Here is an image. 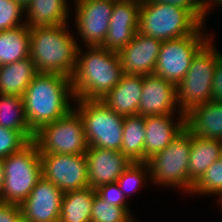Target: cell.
Instances as JSON below:
<instances>
[{
  "mask_svg": "<svg viewBox=\"0 0 222 222\" xmlns=\"http://www.w3.org/2000/svg\"><path fill=\"white\" fill-rule=\"evenodd\" d=\"M77 50L71 84L75 100H102L121 80L123 70L117 52L100 46Z\"/></svg>",
  "mask_w": 222,
  "mask_h": 222,
  "instance_id": "obj_1",
  "label": "cell"
},
{
  "mask_svg": "<svg viewBox=\"0 0 222 222\" xmlns=\"http://www.w3.org/2000/svg\"><path fill=\"white\" fill-rule=\"evenodd\" d=\"M22 97L27 121L34 133L74 108L70 103L75 100L71 79L65 75L39 73Z\"/></svg>",
  "mask_w": 222,
  "mask_h": 222,
  "instance_id": "obj_2",
  "label": "cell"
},
{
  "mask_svg": "<svg viewBox=\"0 0 222 222\" xmlns=\"http://www.w3.org/2000/svg\"><path fill=\"white\" fill-rule=\"evenodd\" d=\"M67 28L68 24L30 28L29 57L39 73L72 77L79 44Z\"/></svg>",
  "mask_w": 222,
  "mask_h": 222,
  "instance_id": "obj_3",
  "label": "cell"
},
{
  "mask_svg": "<svg viewBox=\"0 0 222 222\" xmlns=\"http://www.w3.org/2000/svg\"><path fill=\"white\" fill-rule=\"evenodd\" d=\"M191 146L192 134L184 128L166 148L147 160L151 182L190 194L194 187L188 179Z\"/></svg>",
  "mask_w": 222,
  "mask_h": 222,
  "instance_id": "obj_4",
  "label": "cell"
},
{
  "mask_svg": "<svg viewBox=\"0 0 222 222\" xmlns=\"http://www.w3.org/2000/svg\"><path fill=\"white\" fill-rule=\"evenodd\" d=\"M2 160L5 178L0 202L21 205L42 178L40 152L30 141Z\"/></svg>",
  "mask_w": 222,
  "mask_h": 222,
  "instance_id": "obj_5",
  "label": "cell"
},
{
  "mask_svg": "<svg viewBox=\"0 0 222 222\" xmlns=\"http://www.w3.org/2000/svg\"><path fill=\"white\" fill-rule=\"evenodd\" d=\"M211 39L193 57L185 77L176 85L180 111L185 115L192 108L212 100V82L218 62V50Z\"/></svg>",
  "mask_w": 222,
  "mask_h": 222,
  "instance_id": "obj_6",
  "label": "cell"
},
{
  "mask_svg": "<svg viewBox=\"0 0 222 222\" xmlns=\"http://www.w3.org/2000/svg\"><path fill=\"white\" fill-rule=\"evenodd\" d=\"M201 24L185 9L141 0L138 32L162 42L193 34Z\"/></svg>",
  "mask_w": 222,
  "mask_h": 222,
  "instance_id": "obj_7",
  "label": "cell"
},
{
  "mask_svg": "<svg viewBox=\"0 0 222 222\" xmlns=\"http://www.w3.org/2000/svg\"><path fill=\"white\" fill-rule=\"evenodd\" d=\"M74 101V109L83 121L88 146L120 151L124 117L112 111L102 100Z\"/></svg>",
  "mask_w": 222,
  "mask_h": 222,
  "instance_id": "obj_8",
  "label": "cell"
},
{
  "mask_svg": "<svg viewBox=\"0 0 222 222\" xmlns=\"http://www.w3.org/2000/svg\"><path fill=\"white\" fill-rule=\"evenodd\" d=\"M33 142L40 154H85L89 147L82 118L75 109L40 127Z\"/></svg>",
  "mask_w": 222,
  "mask_h": 222,
  "instance_id": "obj_9",
  "label": "cell"
},
{
  "mask_svg": "<svg viewBox=\"0 0 222 222\" xmlns=\"http://www.w3.org/2000/svg\"><path fill=\"white\" fill-rule=\"evenodd\" d=\"M203 29L201 25L193 34L162 42L153 74L177 85L188 72L193 57L211 39L203 35Z\"/></svg>",
  "mask_w": 222,
  "mask_h": 222,
  "instance_id": "obj_10",
  "label": "cell"
},
{
  "mask_svg": "<svg viewBox=\"0 0 222 222\" xmlns=\"http://www.w3.org/2000/svg\"><path fill=\"white\" fill-rule=\"evenodd\" d=\"M42 177L63 193L89 186L85 154H40Z\"/></svg>",
  "mask_w": 222,
  "mask_h": 222,
  "instance_id": "obj_11",
  "label": "cell"
},
{
  "mask_svg": "<svg viewBox=\"0 0 222 222\" xmlns=\"http://www.w3.org/2000/svg\"><path fill=\"white\" fill-rule=\"evenodd\" d=\"M115 0H74L75 25L84 47L101 46L106 38Z\"/></svg>",
  "mask_w": 222,
  "mask_h": 222,
  "instance_id": "obj_12",
  "label": "cell"
},
{
  "mask_svg": "<svg viewBox=\"0 0 222 222\" xmlns=\"http://www.w3.org/2000/svg\"><path fill=\"white\" fill-rule=\"evenodd\" d=\"M141 0H115L102 48L118 52L128 45L139 28Z\"/></svg>",
  "mask_w": 222,
  "mask_h": 222,
  "instance_id": "obj_13",
  "label": "cell"
},
{
  "mask_svg": "<svg viewBox=\"0 0 222 222\" xmlns=\"http://www.w3.org/2000/svg\"><path fill=\"white\" fill-rule=\"evenodd\" d=\"M63 192L43 177L20 205L21 215L30 222H59Z\"/></svg>",
  "mask_w": 222,
  "mask_h": 222,
  "instance_id": "obj_14",
  "label": "cell"
},
{
  "mask_svg": "<svg viewBox=\"0 0 222 222\" xmlns=\"http://www.w3.org/2000/svg\"><path fill=\"white\" fill-rule=\"evenodd\" d=\"M176 112L182 113L178 106L176 85L155 74L144 75L138 115L145 117Z\"/></svg>",
  "mask_w": 222,
  "mask_h": 222,
  "instance_id": "obj_15",
  "label": "cell"
},
{
  "mask_svg": "<svg viewBox=\"0 0 222 222\" xmlns=\"http://www.w3.org/2000/svg\"><path fill=\"white\" fill-rule=\"evenodd\" d=\"M162 41L137 32L132 41L117 52L123 74H153Z\"/></svg>",
  "mask_w": 222,
  "mask_h": 222,
  "instance_id": "obj_16",
  "label": "cell"
},
{
  "mask_svg": "<svg viewBox=\"0 0 222 222\" xmlns=\"http://www.w3.org/2000/svg\"><path fill=\"white\" fill-rule=\"evenodd\" d=\"M88 168L89 186L93 189L114 183L132 163L120 151L88 147L85 153Z\"/></svg>",
  "mask_w": 222,
  "mask_h": 222,
  "instance_id": "obj_17",
  "label": "cell"
},
{
  "mask_svg": "<svg viewBox=\"0 0 222 222\" xmlns=\"http://www.w3.org/2000/svg\"><path fill=\"white\" fill-rule=\"evenodd\" d=\"M184 128L183 113L145 116L144 162L166 148Z\"/></svg>",
  "mask_w": 222,
  "mask_h": 222,
  "instance_id": "obj_18",
  "label": "cell"
},
{
  "mask_svg": "<svg viewBox=\"0 0 222 222\" xmlns=\"http://www.w3.org/2000/svg\"><path fill=\"white\" fill-rule=\"evenodd\" d=\"M185 128L193 135L222 141V102L209 101L185 114Z\"/></svg>",
  "mask_w": 222,
  "mask_h": 222,
  "instance_id": "obj_19",
  "label": "cell"
},
{
  "mask_svg": "<svg viewBox=\"0 0 222 222\" xmlns=\"http://www.w3.org/2000/svg\"><path fill=\"white\" fill-rule=\"evenodd\" d=\"M144 75L123 74L118 84L102 101L119 115H138Z\"/></svg>",
  "mask_w": 222,
  "mask_h": 222,
  "instance_id": "obj_20",
  "label": "cell"
},
{
  "mask_svg": "<svg viewBox=\"0 0 222 222\" xmlns=\"http://www.w3.org/2000/svg\"><path fill=\"white\" fill-rule=\"evenodd\" d=\"M67 0H30L24 7L25 24L32 27L68 24Z\"/></svg>",
  "mask_w": 222,
  "mask_h": 222,
  "instance_id": "obj_21",
  "label": "cell"
},
{
  "mask_svg": "<svg viewBox=\"0 0 222 222\" xmlns=\"http://www.w3.org/2000/svg\"><path fill=\"white\" fill-rule=\"evenodd\" d=\"M39 74L33 60H24L0 66V93L22 97L26 88Z\"/></svg>",
  "mask_w": 222,
  "mask_h": 222,
  "instance_id": "obj_22",
  "label": "cell"
},
{
  "mask_svg": "<svg viewBox=\"0 0 222 222\" xmlns=\"http://www.w3.org/2000/svg\"><path fill=\"white\" fill-rule=\"evenodd\" d=\"M222 141L192 135L188 179L195 185L206 170L220 158Z\"/></svg>",
  "mask_w": 222,
  "mask_h": 222,
  "instance_id": "obj_23",
  "label": "cell"
},
{
  "mask_svg": "<svg viewBox=\"0 0 222 222\" xmlns=\"http://www.w3.org/2000/svg\"><path fill=\"white\" fill-rule=\"evenodd\" d=\"M30 55V27L26 24L0 31V66L18 62Z\"/></svg>",
  "mask_w": 222,
  "mask_h": 222,
  "instance_id": "obj_24",
  "label": "cell"
},
{
  "mask_svg": "<svg viewBox=\"0 0 222 222\" xmlns=\"http://www.w3.org/2000/svg\"><path fill=\"white\" fill-rule=\"evenodd\" d=\"M95 195L90 186L63 193L59 222H91Z\"/></svg>",
  "mask_w": 222,
  "mask_h": 222,
  "instance_id": "obj_25",
  "label": "cell"
},
{
  "mask_svg": "<svg viewBox=\"0 0 222 222\" xmlns=\"http://www.w3.org/2000/svg\"><path fill=\"white\" fill-rule=\"evenodd\" d=\"M145 117L125 116L120 152L131 162H144Z\"/></svg>",
  "mask_w": 222,
  "mask_h": 222,
  "instance_id": "obj_26",
  "label": "cell"
},
{
  "mask_svg": "<svg viewBox=\"0 0 222 222\" xmlns=\"http://www.w3.org/2000/svg\"><path fill=\"white\" fill-rule=\"evenodd\" d=\"M0 126L20 131L29 141H33L34 132L26 118L23 97L0 93Z\"/></svg>",
  "mask_w": 222,
  "mask_h": 222,
  "instance_id": "obj_27",
  "label": "cell"
},
{
  "mask_svg": "<svg viewBox=\"0 0 222 222\" xmlns=\"http://www.w3.org/2000/svg\"><path fill=\"white\" fill-rule=\"evenodd\" d=\"M216 195L222 207V159L216 160L194 185L190 194Z\"/></svg>",
  "mask_w": 222,
  "mask_h": 222,
  "instance_id": "obj_28",
  "label": "cell"
},
{
  "mask_svg": "<svg viewBox=\"0 0 222 222\" xmlns=\"http://www.w3.org/2000/svg\"><path fill=\"white\" fill-rule=\"evenodd\" d=\"M150 177V169L147 162H132L117 179L116 183L127 198L129 193L137 191L144 185L147 177Z\"/></svg>",
  "mask_w": 222,
  "mask_h": 222,
  "instance_id": "obj_29",
  "label": "cell"
},
{
  "mask_svg": "<svg viewBox=\"0 0 222 222\" xmlns=\"http://www.w3.org/2000/svg\"><path fill=\"white\" fill-rule=\"evenodd\" d=\"M129 208L108 205L95 195L92 204L91 222H129L133 216Z\"/></svg>",
  "mask_w": 222,
  "mask_h": 222,
  "instance_id": "obj_30",
  "label": "cell"
},
{
  "mask_svg": "<svg viewBox=\"0 0 222 222\" xmlns=\"http://www.w3.org/2000/svg\"><path fill=\"white\" fill-rule=\"evenodd\" d=\"M24 7L17 0H0V31L24 25Z\"/></svg>",
  "mask_w": 222,
  "mask_h": 222,
  "instance_id": "obj_31",
  "label": "cell"
},
{
  "mask_svg": "<svg viewBox=\"0 0 222 222\" xmlns=\"http://www.w3.org/2000/svg\"><path fill=\"white\" fill-rule=\"evenodd\" d=\"M29 142L20 131L0 126V159L20 151Z\"/></svg>",
  "mask_w": 222,
  "mask_h": 222,
  "instance_id": "obj_32",
  "label": "cell"
},
{
  "mask_svg": "<svg viewBox=\"0 0 222 222\" xmlns=\"http://www.w3.org/2000/svg\"><path fill=\"white\" fill-rule=\"evenodd\" d=\"M96 195L100 197L104 202L111 206H118L128 208L126 204V197L120 190L119 185L114 183L104 184L95 189Z\"/></svg>",
  "mask_w": 222,
  "mask_h": 222,
  "instance_id": "obj_33",
  "label": "cell"
},
{
  "mask_svg": "<svg viewBox=\"0 0 222 222\" xmlns=\"http://www.w3.org/2000/svg\"><path fill=\"white\" fill-rule=\"evenodd\" d=\"M145 3L169 4L187 10L201 25L205 17L200 7V0H143Z\"/></svg>",
  "mask_w": 222,
  "mask_h": 222,
  "instance_id": "obj_34",
  "label": "cell"
},
{
  "mask_svg": "<svg viewBox=\"0 0 222 222\" xmlns=\"http://www.w3.org/2000/svg\"><path fill=\"white\" fill-rule=\"evenodd\" d=\"M212 100L222 102V53L218 51V62L212 82Z\"/></svg>",
  "mask_w": 222,
  "mask_h": 222,
  "instance_id": "obj_35",
  "label": "cell"
},
{
  "mask_svg": "<svg viewBox=\"0 0 222 222\" xmlns=\"http://www.w3.org/2000/svg\"><path fill=\"white\" fill-rule=\"evenodd\" d=\"M20 216V205L0 202V222H16Z\"/></svg>",
  "mask_w": 222,
  "mask_h": 222,
  "instance_id": "obj_36",
  "label": "cell"
},
{
  "mask_svg": "<svg viewBox=\"0 0 222 222\" xmlns=\"http://www.w3.org/2000/svg\"><path fill=\"white\" fill-rule=\"evenodd\" d=\"M213 4L215 6L217 4V7H218V5H220L222 7V0H200V7H201V10H202V13H203L205 19H206L207 15H209L208 13H210V12H208V10H210L211 7L214 6Z\"/></svg>",
  "mask_w": 222,
  "mask_h": 222,
  "instance_id": "obj_37",
  "label": "cell"
},
{
  "mask_svg": "<svg viewBox=\"0 0 222 222\" xmlns=\"http://www.w3.org/2000/svg\"><path fill=\"white\" fill-rule=\"evenodd\" d=\"M4 178H5V174H4L3 160L0 159V201H1L2 191H3Z\"/></svg>",
  "mask_w": 222,
  "mask_h": 222,
  "instance_id": "obj_38",
  "label": "cell"
},
{
  "mask_svg": "<svg viewBox=\"0 0 222 222\" xmlns=\"http://www.w3.org/2000/svg\"><path fill=\"white\" fill-rule=\"evenodd\" d=\"M23 7H25L30 0H17Z\"/></svg>",
  "mask_w": 222,
  "mask_h": 222,
  "instance_id": "obj_39",
  "label": "cell"
},
{
  "mask_svg": "<svg viewBox=\"0 0 222 222\" xmlns=\"http://www.w3.org/2000/svg\"><path fill=\"white\" fill-rule=\"evenodd\" d=\"M16 222H30L29 220L25 219L22 215L16 220Z\"/></svg>",
  "mask_w": 222,
  "mask_h": 222,
  "instance_id": "obj_40",
  "label": "cell"
},
{
  "mask_svg": "<svg viewBox=\"0 0 222 222\" xmlns=\"http://www.w3.org/2000/svg\"><path fill=\"white\" fill-rule=\"evenodd\" d=\"M220 158L222 159V147H221V154H220Z\"/></svg>",
  "mask_w": 222,
  "mask_h": 222,
  "instance_id": "obj_41",
  "label": "cell"
},
{
  "mask_svg": "<svg viewBox=\"0 0 222 222\" xmlns=\"http://www.w3.org/2000/svg\"><path fill=\"white\" fill-rule=\"evenodd\" d=\"M129 222H135V219L132 218Z\"/></svg>",
  "mask_w": 222,
  "mask_h": 222,
  "instance_id": "obj_42",
  "label": "cell"
}]
</instances>
